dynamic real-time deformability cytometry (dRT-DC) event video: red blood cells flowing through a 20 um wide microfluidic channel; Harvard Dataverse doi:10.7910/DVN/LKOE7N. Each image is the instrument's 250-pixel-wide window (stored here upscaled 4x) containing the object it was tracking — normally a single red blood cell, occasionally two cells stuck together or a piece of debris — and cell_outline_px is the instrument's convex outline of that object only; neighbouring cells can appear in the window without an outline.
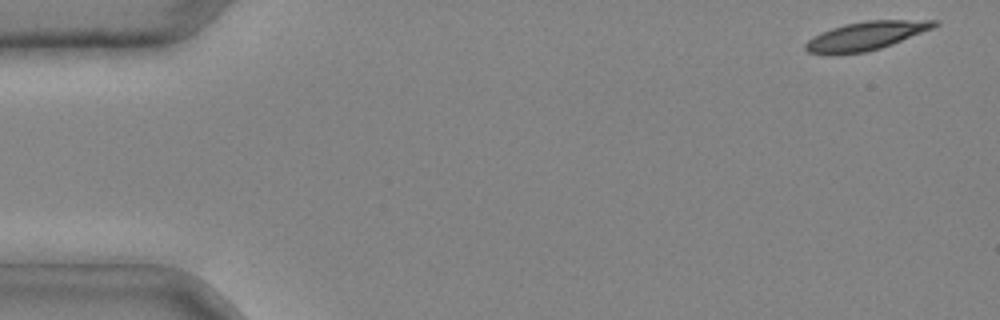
{"species": "common noctule bat (a hibernating species)", "species_latin": "Nyctalus noctula", "temperature_condition": "cold", "stored_images_in_passage": 5, "camera_frame_rate_fps": 3000, "um_per_image_px": 0.085, "animal": {"sex": "male", "body_mass_g": 20.4}, "frame": {"image": 1, "passage_image": 1, "time_ms": 0.0, "image_size_px": [1000, 320], "cell_outline_px": [[940, 24], [932, 28], [892, 44], [880, 48], [864, 52], [808, 52], [804, 48], [804, 44], [808, 40], [832, 28], [844, 24], [868, 20], [940, 20]], "centroid_in_image_um": [73.69, 3.0], "position_along_channel_um": 11.3, "area_um2": 20.58}}